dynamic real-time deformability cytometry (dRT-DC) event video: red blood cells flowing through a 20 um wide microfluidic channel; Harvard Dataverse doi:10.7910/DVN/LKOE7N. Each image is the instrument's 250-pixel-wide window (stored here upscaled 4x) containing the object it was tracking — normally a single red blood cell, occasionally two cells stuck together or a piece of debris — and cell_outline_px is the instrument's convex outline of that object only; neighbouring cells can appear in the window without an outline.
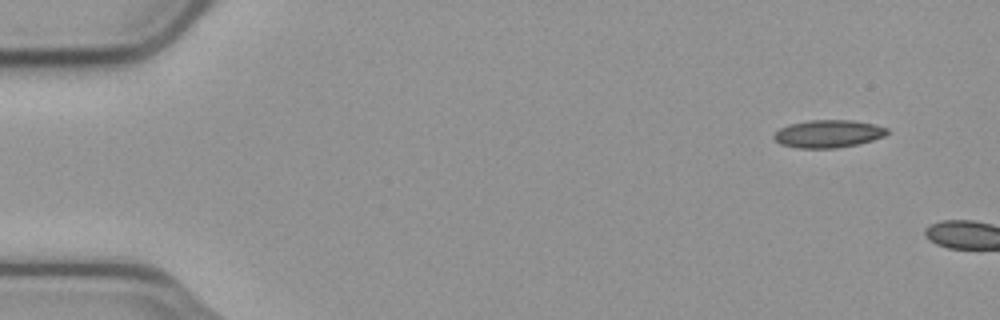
{"species": "common noctule bat (a hibernating species)", "species_latin": "Nyctalus noctula", "temperature_condition": "cold", "stored_images_in_passage": 3, "camera_frame_rate_fps": 3000, "um_per_image_px": 0.085, "animal": {"sex": "male", "body_mass_g": 23.1, "forearm_length_mm": 52.7}, "frame": {"image": 1, "passage_image": 1, "time_ms": 0.0, "image_size_px": [1000, 320], "cell_outline_px": [[888, 132], [884, 136], [860, 144], [836, 148], [800, 148], [780, 144], [772, 136], [780, 128], [788, 124], [808, 120], [852, 120], [872, 124], [888, 128]], "centroid_in_image_um": [70.39, 11.37], "position_along_channel_um": 14.6, "area_um2": 18.26}}